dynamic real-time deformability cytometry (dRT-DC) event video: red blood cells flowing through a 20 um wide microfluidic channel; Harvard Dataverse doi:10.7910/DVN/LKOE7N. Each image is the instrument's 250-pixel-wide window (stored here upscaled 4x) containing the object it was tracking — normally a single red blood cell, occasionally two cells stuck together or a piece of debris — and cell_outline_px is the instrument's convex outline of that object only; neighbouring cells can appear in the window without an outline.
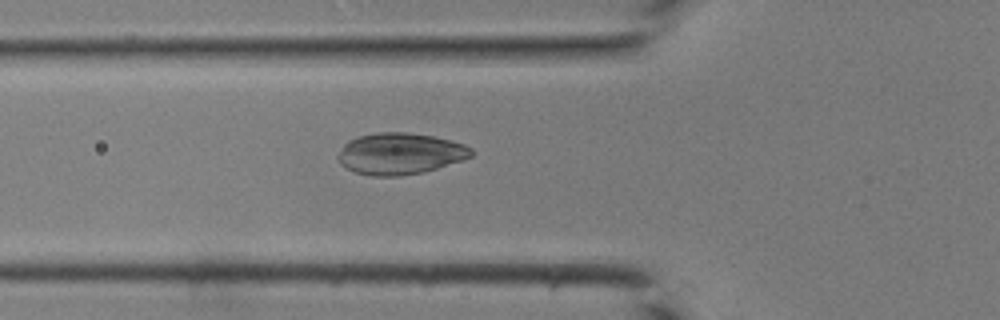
{"species": "common noctule bat (a hibernating species)", "species_latin": "Nyctalus noctula", "temperature_condition": "room temperature", "stored_images_in_passage": 40, "camera_frame_rate_fps": 3000, "um_per_image_px": 0.085, "animal": {"sex": "male", "body_mass_g": 19.0, "forearm_length_mm": 50.8}, "frame": {"image": 1, "passage_image": 16, "time_ms": 5.0, "image_size_px": [1000, 320], "cell_outline_px": [[472, 156], [464, 160], [436, 168], [420, 172], [400, 176], [372, 176], [356, 172], [340, 164], [336, 156], [344, 144], [348, 140], [356, 136], [376, 132], [408, 132], [432, 136], [464, 144], [472, 148]], "centroid_in_image_um": [33.97, 13.05], "position_along_channel_um": 91.8, "area_um2": 32.19}}
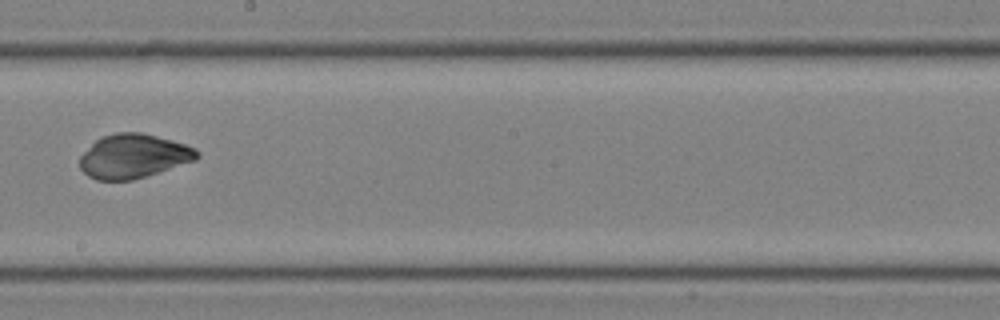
{"frame": {"image": 2, "passage_image": 25, "time_ms": 8.0, "image_size_px": [1000, 320], "cell_outline_px": [[200, 156], [196, 160], [132, 180], [96, 180], [88, 176], [80, 168], [80, 156], [96, 140], [104, 136], [116, 132], [140, 132], [172, 140], [196, 148], [200, 152]], "centroid_in_image_um": [11.36, 13.27], "position_along_channel_um": 236.8, "area_um2": 29.88}}
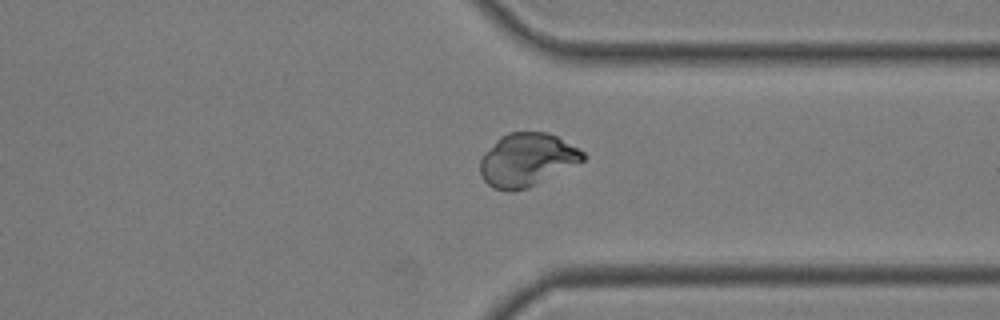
{"frame": {"image": 3, "passage_image": 33, "time_ms": 10.667, "image_size_px": [1000, 320], "cell_outline_px": [[588, 156], [584, 160], [528, 188], [512, 192], [508, 192], [492, 188], [484, 180], [480, 172], [480, 160], [484, 152], [500, 136], [508, 132], [548, 132], [556, 136], [584, 152]], "centroid_in_image_um": [44.76, 13.59], "position_along_channel_um": 366.6, "area_um2": 31.79}}